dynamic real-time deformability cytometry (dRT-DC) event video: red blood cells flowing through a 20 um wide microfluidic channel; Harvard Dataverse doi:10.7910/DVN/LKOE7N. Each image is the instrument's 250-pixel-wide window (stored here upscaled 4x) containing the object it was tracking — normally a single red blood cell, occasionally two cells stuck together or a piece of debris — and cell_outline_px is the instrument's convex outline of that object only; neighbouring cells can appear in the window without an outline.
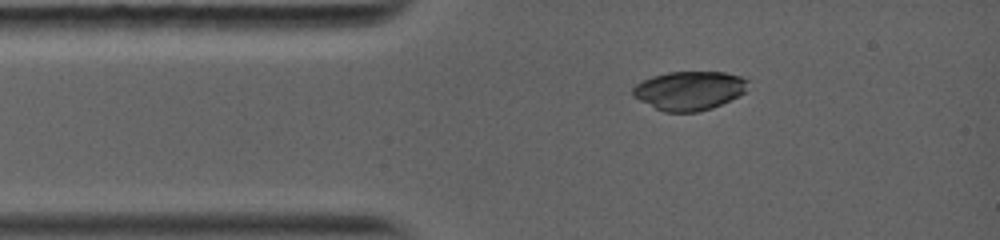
{"species": "common noctule bat (a hibernating species)", "species_latin": "Nyctalus noctula", "temperature_condition": "warm", "stored_images_in_passage": 28, "camera_frame_rate_fps": 5000, "um_per_image_px": 0.085, "animal": {"sex": "female", "body_mass_g": 19.0, "forearm_length_mm": 56.7}, "frame": {"image": 1, "passage_image": 1, "time_ms": 0.0, "image_size_px": [1000, 240], "cell_outline_px": [[748, 80], [744, 92], [712, 108], [700, 112], [664, 112], [632, 96], [632, 88], [636, 84], [652, 76], [668, 72], [724, 72], [740, 76]], "centroid_in_image_um": [58.56, 7.7], "position_along_channel_um": 26.4, "area_um2": 25.84}}
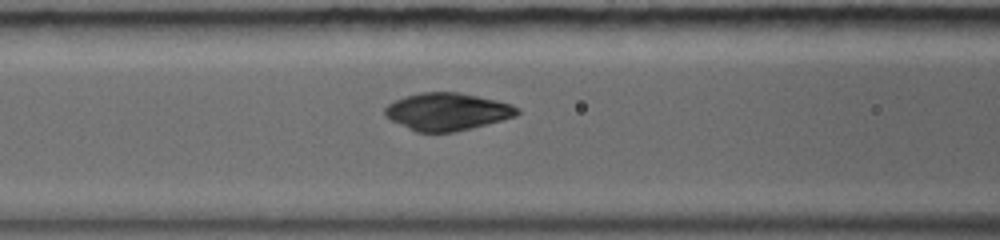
{"frame": {"image": 2, "passage_image": 19, "time_ms": 3.0, "image_size_px": [1000, 240], "cell_outline_px": [[520, 112], [516, 116], [472, 128], [452, 132], [416, 132], [384, 116], [384, 108], [388, 104], [404, 96], [420, 92], [456, 92], [496, 100], [512, 104], [520, 108]], "centroid_in_image_um": [38.01, 9.48], "position_along_channel_um": 128.6, "area_um2": 28.78}}
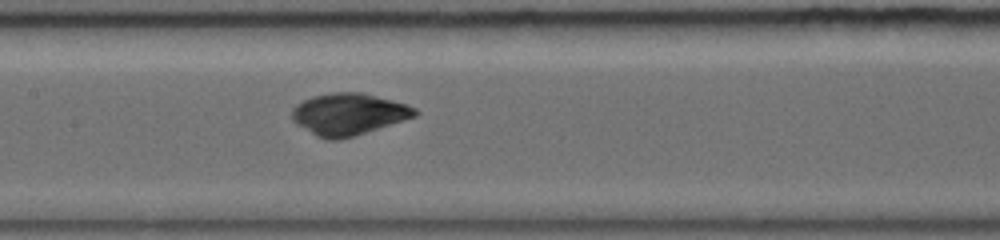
{"frame": {"image": 3, "passage_image": 27, "time_ms": 4.2, "image_size_px": [1000, 240], "cell_outline_px": [[420, 112], [416, 116], [404, 120], [352, 136], [336, 140], [328, 140], [316, 136], [296, 124], [292, 120], [292, 108], [296, 104], [312, 96], [332, 92], [364, 92], [408, 104], [416, 108]], "centroid_in_image_um": [29.63, 9.68], "position_along_channel_um": 177.8, "area_um2": 30.0}}